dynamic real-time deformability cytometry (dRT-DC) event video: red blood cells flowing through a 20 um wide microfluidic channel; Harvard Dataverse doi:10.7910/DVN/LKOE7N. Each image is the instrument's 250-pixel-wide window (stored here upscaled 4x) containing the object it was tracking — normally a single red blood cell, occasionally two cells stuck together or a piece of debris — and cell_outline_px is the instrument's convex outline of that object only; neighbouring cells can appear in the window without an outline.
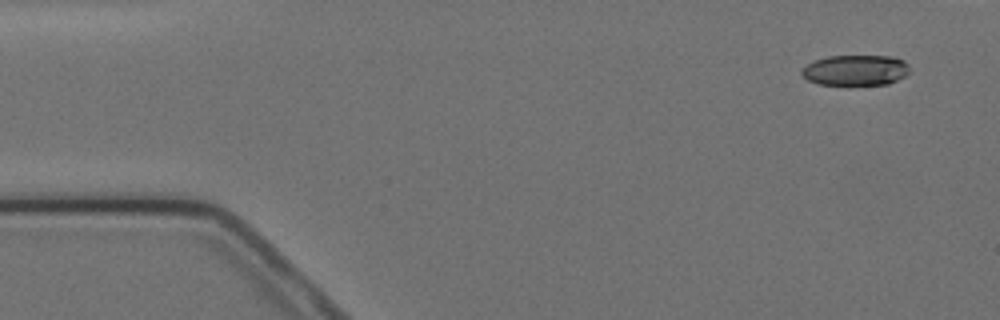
{"species": "Egyptian fruit bat (a non-hibernating species)", "species_latin": "Rousettus aegyptiacus", "temperature_condition": "cold", "stored_images_in_passage": 6, "segment_of_instrument_passage": [1, 2], "camera_frame_rate_fps": 3000, "um_per_image_px": 0.085, "animal": {"sex": "female"}, "frame": {"image": 1, "passage_image": 1, "time_ms": 0.0, "image_size_px": [1000, 320], "cell_outline_px": [[908, 72], [904, 76], [888, 84], [820, 84], [808, 80], [800, 72], [812, 60], [828, 56], [892, 56], [904, 60], [908, 64]], "centroid_in_image_um": [72.72, 5.95], "position_along_channel_um": 12.3, "area_um2": 19.02}}
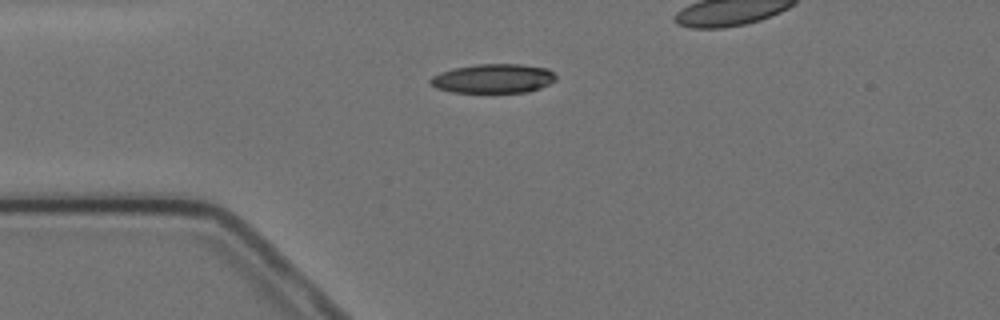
{"frame": {"image": 2, "passage_image": 3, "time_ms": 3.333, "image_size_px": [1000, 320], "cell_outline_px": [[556, 80], [540, 88], [528, 92], [452, 92], [436, 88], [428, 80], [432, 76], [440, 72], [452, 68], [476, 64], [520, 64], [548, 68], [556, 76]], "centroid_in_image_um": [41.92, 6.67], "position_along_channel_um": 43.1, "area_um2": 21.39}}
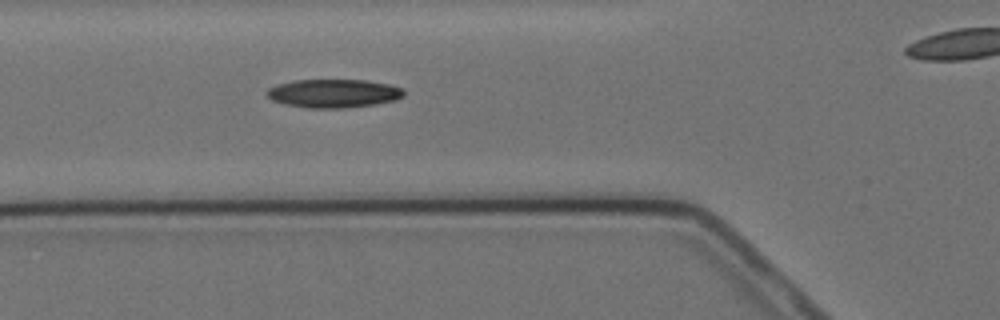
{"frame": {"image": 3, "passage_image": 5, "time_ms": 5.333, "image_size_px": [1000, 320], "cell_outline_px": [[404, 96], [396, 100], [376, 104], [344, 108], [308, 108], [284, 104], [272, 100], [264, 92], [268, 88], [276, 84], [296, 80], [364, 80], [388, 84], [404, 88]], "centroid_in_image_um": [28.35, 7.94], "position_along_channel_um": 97.5, "area_um2": 22.89}}